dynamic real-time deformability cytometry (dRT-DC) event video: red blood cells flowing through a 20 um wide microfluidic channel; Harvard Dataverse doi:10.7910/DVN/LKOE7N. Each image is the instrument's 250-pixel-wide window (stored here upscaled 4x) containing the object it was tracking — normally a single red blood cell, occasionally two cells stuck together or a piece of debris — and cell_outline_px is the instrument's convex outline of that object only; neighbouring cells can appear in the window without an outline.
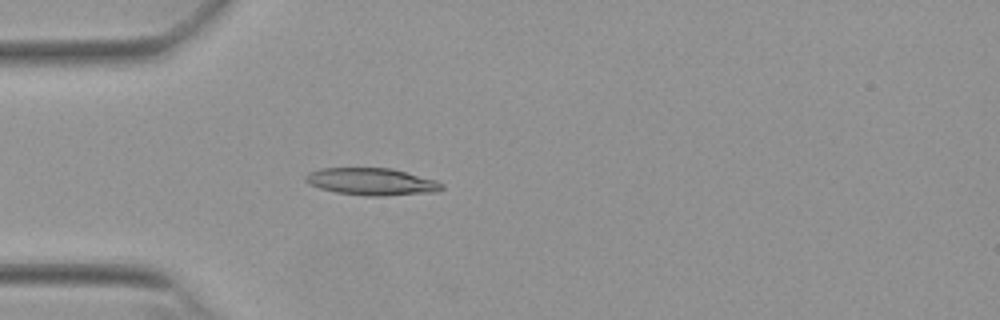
{"species": "Egyptian fruit bat (a non-hibernating species)", "species_latin": "Rousettus aegyptiacus", "temperature_condition": "warm", "stored_images_in_passage": 40, "camera_frame_rate_fps": 3000, "um_per_image_px": 0.085, "animal": {"sex": "female"}, "frame": {"image": 1, "passage_image": 3, "time_ms": 0.667, "image_size_px": [1000, 320], "cell_outline_px": [[444, 188], [440, 192], [384, 196], [368, 196], [336, 192], [320, 188], [308, 184], [304, 180], [304, 176], [308, 172], [320, 168], [392, 168], [436, 180], [444, 184]], "centroid_in_image_um": [31.61, 15.44], "position_along_channel_um": 53.4, "area_um2": 21.85}}
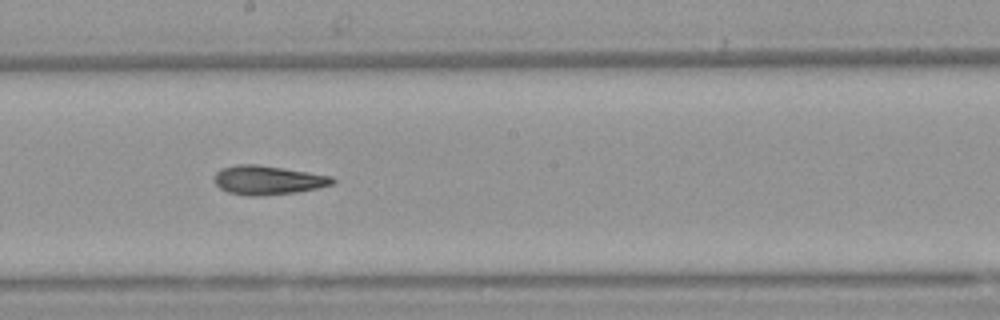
{"frame": {"image": 2, "passage_image": 17, "time_ms": 5.333, "image_size_px": [1000, 320], "cell_outline_px": [[336, 180], [332, 184], [316, 188], [296, 192], [252, 196], [248, 196], [228, 192], [220, 188], [212, 180], [216, 172], [220, 168], [236, 164], [256, 164], [284, 168], [332, 176]], "centroid_in_image_um": [22.72, 15.29], "position_along_channel_um": 225.5, "area_um2": 19.94}}
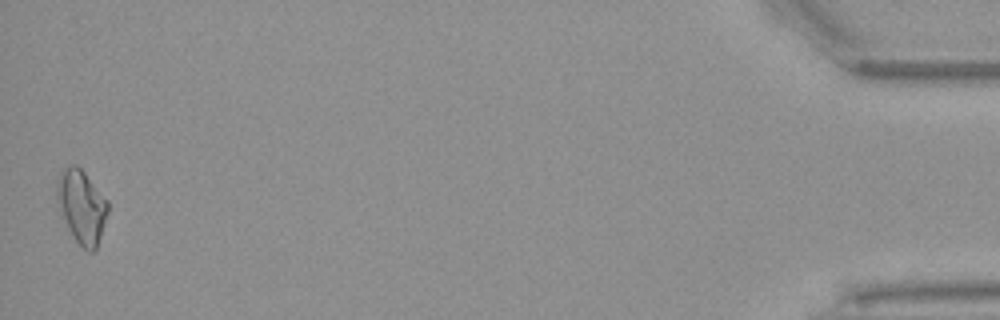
{"frame": {"image": 3, "passage_image": 40, "time_ms": 13.0, "image_size_px": [1000, 320], "cell_outline_px": [[108, 212], [96, 248], [92, 252], [88, 252], [76, 240], [56, 200], [56, 180], [64, 164], [76, 164], [84, 172], [108, 200]], "centroid_in_image_um": [6.93, 17.47], "position_along_channel_um": 428.3, "area_um2": 21.44}, "authors_computed_cell_mechanics": {"area_um2": 19.7098, "velocity_mm_per_s": 3.8625, "shape_relaxation_time_tau1_ms": 8.546, "shape_relaxation_time_tau2_ms": 6.5956, "deformation_change_tau1": 0.235, "deformation_change_tau2": 0.1873}}